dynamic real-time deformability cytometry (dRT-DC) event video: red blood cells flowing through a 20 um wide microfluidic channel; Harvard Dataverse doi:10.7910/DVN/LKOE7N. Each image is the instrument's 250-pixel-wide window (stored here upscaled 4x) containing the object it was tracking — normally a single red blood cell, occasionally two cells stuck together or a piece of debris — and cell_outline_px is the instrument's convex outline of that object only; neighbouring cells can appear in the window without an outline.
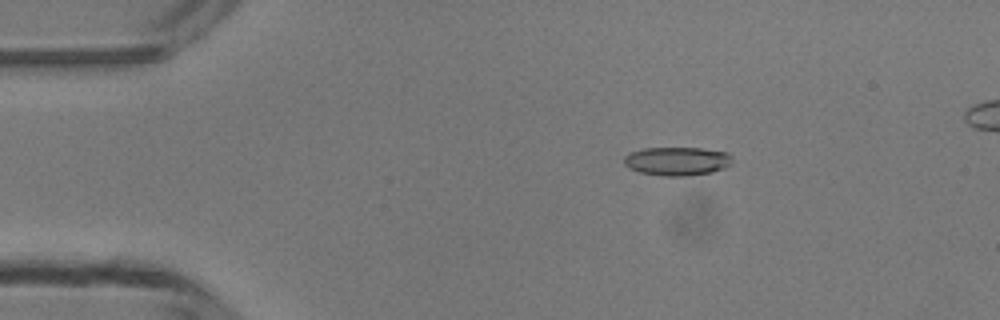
{"species": "common noctule bat (a hibernating species)", "species_latin": "Nyctalus noctula", "temperature_condition": "room temperature", "stored_images_in_passage": 49, "camera_frame_rate_fps": 3000, "um_per_image_px": 0.085, "animal": {"sex": "male", "body_mass_g": 13.3}, "frame": {"image": 1, "passage_image": 9, "time_ms": 2.667, "image_size_px": [1000, 320], "cell_outline_px": [[732, 164], [724, 168], [712, 172], [688, 176], [664, 176], [640, 172], [628, 168], [624, 164], [624, 156], [628, 152], [644, 148], [700, 148], [728, 152], [732, 156]], "centroid_in_image_um": [57.55, 13.7], "position_along_channel_um": 27.4, "area_um2": 18.26}}
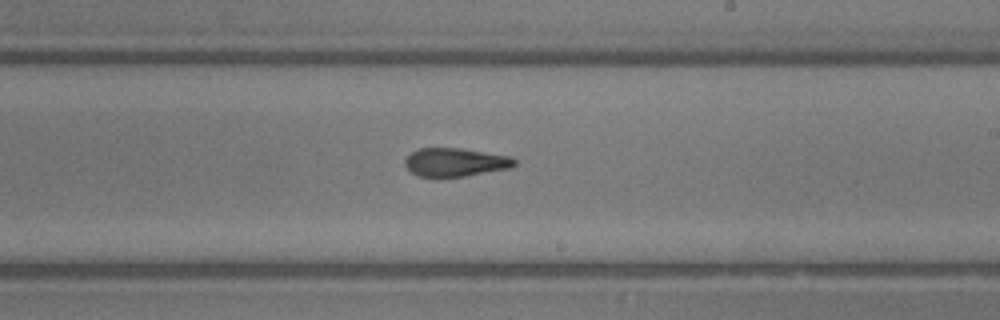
{"frame": {"image": 2, "passage_image": 29, "time_ms": 9.333, "image_size_px": [1000, 320], "cell_outline_px": [[516, 164], [508, 168], [464, 176], [436, 180], [432, 180], [416, 176], [404, 164], [404, 160], [412, 152], [420, 148], [460, 148], [512, 156], [516, 160]], "centroid_in_image_um": [38.64, 13.83], "position_along_channel_um": 250.4, "area_um2": 18.67}}
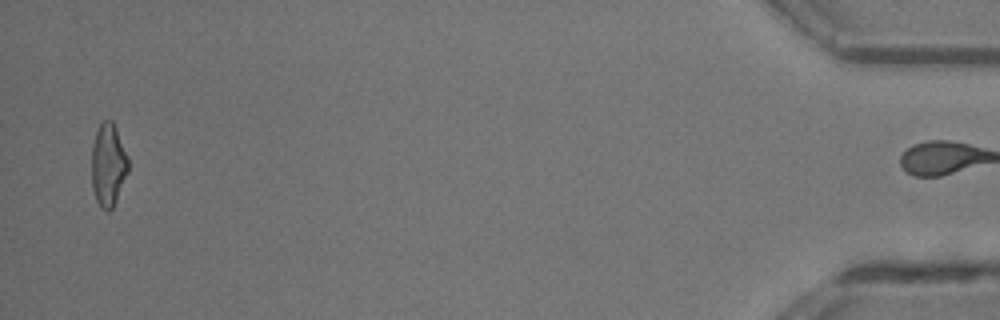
{"frame": {"image": 3, "passage_image": 48, "time_ms": 15.667, "image_size_px": [1000, 320], "cell_outline_px": [[128, 172], [116, 200], [112, 208], [108, 212], [100, 208], [96, 200], [92, 188], [92, 144], [96, 132], [100, 124], [104, 120], [112, 120], [116, 128], [128, 156]], "centroid_in_image_um": [9.19, 14.03], "position_along_channel_um": 426.0, "area_um2": 17.69}, "authors_computed_cell_mechanics": {"area_um2": 18.2648, "velocity_mm_per_s": 4.2527, "shape_relaxation_time_tau1_ms": 8.8015, "shape_relaxation_time_tau2_ms": 2.0668, "deformation_change_tau1": 0.2487, "deformation_change_tau2": 0.1102}}